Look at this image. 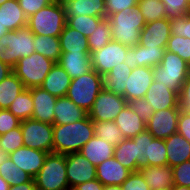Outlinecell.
Segmentation results:
<instances>
[{
    "instance_id": "44dd1931",
    "label": "cell",
    "mask_w": 190,
    "mask_h": 190,
    "mask_svg": "<svg viewBox=\"0 0 190 190\" xmlns=\"http://www.w3.org/2000/svg\"><path fill=\"white\" fill-rule=\"evenodd\" d=\"M58 64L71 79L82 76L92 70L90 52H62Z\"/></svg>"
},
{
    "instance_id": "f5cc1de1",
    "label": "cell",
    "mask_w": 190,
    "mask_h": 190,
    "mask_svg": "<svg viewBox=\"0 0 190 190\" xmlns=\"http://www.w3.org/2000/svg\"><path fill=\"white\" fill-rule=\"evenodd\" d=\"M54 0H18L21 9L27 17L52 3Z\"/></svg>"
},
{
    "instance_id": "603a6c76",
    "label": "cell",
    "mask_w": 190,
    "mask_h": 190,
    "mask_svg": "<svg viewBox=\"0 0 190 190\" xmlns=\"http://www.w3.org/2000/svg\"><path fill=\"white\" fill-rule=\"evenodd\" d=\"M139 172L149 185L150 190L171 189L174 185L173 170L169 165L141 167Z\"/></svg>"
},
{
    "instance_id": "4dcf8cb0",
    "label": "cell",
    "mask_w": 190,
    "mask_h": 190,
    "mask_svg": "<svg viewBox=\"0 0 190 190\" xmlns=\"http://www.w3.org/2000/svg\"><path fill=\"white\" fill-rule=\"evenodd\" d=\"M62 52H90L88 37L67 24L59 35Z\"/></svg>"
},
{
    "instance_id": "ee69618b",
    "label": "cell",
    "mask_w": 190,
    "mask_h": 190,
    "mask_svg": "<svg viewBox=\"0 0 190 190\" xmlns=\"http://www.w3.org/2000/svg\"><path fill=\"white\" fill-rule=\"evenodd\" d=\"M166 9V18L172 20L190 12V3L187 0H161Z\"/></svg>"
},
{
    "instance_id": "bcb514c9",
    "label": "cell",
    "mask_w": 190,
    "mask_h": 190,
    "mask_svg": "<svg viewBox=\"0 0 190 190\" xmlns=\"http://www.w3.org/2000/svg\"><path fill=\"white\" fill-rule=\"evenodd\" d=\"M127 104L136 113V115L145 122H147L155 112L153 107L149 105V101L145 98L131 99Z\"/></svg>"
},
{
    "instance_id": "7c38bea8",
    "label": "cell",
    "mask_w": 190,
    "mask_h": 190,
    "mask_svg": "<svg viewBox=\"0 0 190 190\" xmlns=\"http://www.w3.org/2000/svg\"><path fill=\"white\" fill-rule=\"evenodd\" d=\"M66 175L70 189L78 184L96 179V166L81 152L66 154Z\"/></svg>"
},
{
    "instance_id": "91938a15",
    "label": "cell",
    "mask_w": 190,
    "mask_h": 190,
    "mask_svg": "<svg viewBox=\"0 0 190 190\" xmlns=\"http://www.w3.org/2000/svg\"><path fill=\"white\" fill-rule=\"evenodd\" d=\"M103 190H123L122 185H105Z\"/></svg>"
},
{
    "instance_id": "8fae6325",
    "label": "cell",
    "mask_w": 190,
    "mask_h": 190,
    "mask_svg": "<svg viewBox=\"0 0 190 190\" xmlns=\"http://www.w3.org/2000/svg\"><path fill=\"white\" fill-rule=\"evenodd\" d=\"M126 105L124 97L103 89L97 95L88 116L92 121H114Z\"/></svg>"
},
{
    "instance_id": "f35d334b",
    "label": "cell",
    "mask_w": 190,
    "mask_h": 190,
    "mask_svg": "<svg viewBox=\"0 0 190 190\" xmlns=\"http://www.w3.org/2000/svg\"><path fill=\"white\" fill-rule=\"evenodd\" d=\"M112 40V28L107 18H104L88 37L90 53L101 49Z\"/></svg>"
},
{
    "instance_id": "8d00e7d4",
    "label": "cell",
    "mask_w": 190,
    "mask_h": 190,
    "mask_svg": "<svg viewBox=\"0 0 190 190\" xmlns=\"http://www.w3.org/2000/svg\"><path fill=\"white\" fill-rule=\"evenodd\" d=\"M8 110L21 121L31 119L34 105L30 90L24 89L15 98V100L9 106Z\"/></svg>"
},
{
    "instance_id": "9f6ffc18",
    "label": "cell",
    "mask_w": 190,
    "mask_h": 190,
    "mask_svg": "<svg viewBox=\"0 0 190 190\" xmlns=\"http://www.w3.org/2000/svg\"><path fill=\"white\" fill-rule=\"evenodd\" d=\"M103 184L97 180L87 181L74 187L75 190H103Z\"/></svg>"
},
{
    "instance_id": "b9f144b4",
    "label": "cell",
    "mask_w": 190,
    "mask_h": 190,
    "mask_svg": "<svg viewBox=\"0 0 190 190\" xmlns=\"http://www.w3.org/2000/svg\"><path fill=\"white\" fill-rule=\"evenodd\" d=\"M24 146L21 126L0 136L1 155H8Z\"/></svg>"
},
{
    "instance_id": "816d5d0a",
    "label": "cell",
    "mask_w": 190,
    "mask_h": 190,
    "mask_svg": "<svg viewBox=\"0 0 190 190\" xmlns=\"http://www.w3.org/2000/svg\"><path fill=\"white\" fill-rule=\"evenodd\" d=\"M123 190H150L141 173L132 172L122 184Z\"/></svg>"
},
{
    "instance_id": "277c9868",
    "label": "cell",
    "mask_w": 190,
    "mask_h": 190,
    "mask_svg": "<svg viewBox=\"0 0 190 190\" xmlns=\"http://www.w3.org/2000/svg\"><path fill=\"white\" fill-rule=\"evenodd\" d=\"M66 14L61 2L54 0L27 19L34 35L59 37L66 26Z\"/></svg>"
},
{
    "instance_id": "d590c367",
    "label": "cell",
    "mask_w": 190,
    "mask_h": 190,
    "mask_svg": "<svg viewBox=\"0 0 190 190\" xmlns=\"http://www.w3.org/2000/svg\"><path fill=\"white\" fill-rule=\"evenodd\" d=\"M93 125L95 135L108 141L111 146L116 147L126 139L115 121H93Z\"/></svg>"
},
{
    "instance_id": "6f0895ef",
    "label": "cell",
    "mask_w": 190,
    "mask_h": 190,
    "mask_svg": "<svg viewBox=\"0 0 190 190\" xmlns=\"http://www.w3.org/2000/svg\"><path fill=\"white\" fill-rule=\"evenodd\" d=\"M13 73V68L0 61V82Z\"/></svg>"
},
{
    "instance_id": "5b68a950",
    "label": "cell",
    "mask_w": 190,
    "mask_h": 190,
    "mask_svg": "<svg viewBox=\"0 0 190 190\" xmlns=\"http://www.w3.org/2000/svg\"><path fill=\"white\" fill-rule=\"evenodd\" d=\"M34 181L37 190H69L66 154L48 153Z\"/></svg>"
},
{
    "instance_id": "94428289",
    "label": "cell",
    "mask_w": 190,
    "mask_h": 190,
    "mask_svg": "<svg viewBox=\"0 0 190 190\" xmlns=\"http://www.w3.org/2000/svg\"><path fill=\"white\" fill-rule=\"evenodd\" d=\"M9 187V183L0 176V190H8Z\"/></svg>"
},
{
    "instance_id": "6125c7cd",
    "label": "cell",
    "mask_w": 190,
    "mask_h": 190,
    "mask_svg": "<svg viewBox=\"0 0 190 190\" xmlns=\"http://www.w3.org/2000/svg\"><path fill=\"white\" fill-rule=\"evenodd\" d=\"M171 190H190V187L187 186H179V185H173L171 187Z\"/></svg>"
},
{
    "instance_id": "680465c9",
    "label": "cell",
    "mask_w": 190,
    "mask_h": 190,
    "mask_svg": "<svg viewBox=\"0 0 190 190\" xmlns=\"http://www.w3.org/2000/svg\"><path fill=\"white\" fill-rule=\"evenodd\" d=\"M8 190H37L35 182H25L20 185L10 186Z\"/></svg>"
},
{
    "instance_id": "c3c4849f",
    "label": "cell",
    "mask_w": 190,
    "mask_h": 190,
    "mask_svg": "<svg viewBox=\"0 0 190 190\" xmlns=\"http://www.w3.org/2000/svg\"><path fill=\"white\" fill-rule=\"evenodd\" d=\"M174 185L190 187V160L172 167Z\"/></svg>"
},
{
    "instance_id": "e0dca14e",
    "label": "cell",
    "mask_w": 190,
    "mask_h": 190,
    "mask_svg": "<svg viewBox=\"0 0 190 190\" xmlns=\"http://www.w3.org/2000/svg\"><path fill=\"white\" fill-rule=\"evenodd\" d=\"M144 98L149 101V105L153 107L154 111L179 108L178 92L155 80L148 88Z\"/></svg>"
},
{
    "instance_id": "e575fe53",
    "label": "cell",
    "mask_w": 190,
    "mask_h": 190,
    "mask_svg": "<svg viewBox=\"0 0 190 190\" xmlns=\"http://www.w3.org/2000/svg\"><path fill=\"white\" fill-rule=\"evenodd\" d=\"M34 43L35 52L58 63L62 54L59 37L34 35Z\"/></svg>"
},
{
    "instance_id": "be15d7a7",
    "label": "cell",
    "mask_w": 190,
    "mask_h": 190,
    "mask_svg": "<svg viewBox=\"0 0 190 190\" xmlns=\"http://www.w3.org/2000/svg\"><path fill=\"white\" fill-rule=\"evenodd\" d=\"M8 33H9V30H8L6 27L0 25V38H1L3 35L8 34Z\"/></svg>"
},
{
    "instance_id": "836d02e7",
    "label": "cell",
    "mask_w": 190,
    "mask_h": 190,
    "mask_svg": "<svg viewBox=\"0 0 190 190\" xmlns=\"http://www.w3.org/2000/svg\"><path fill=\"white\" fill-rule=\"evenodd\" d=\"M114 158L131 172H137V143L132 139H124L120 145L115 147Z\"/></svg>"
},
{
    "instance_id": "4316f807",
    "label": "cell",
    "mask_w": 190,
    "mask_h": 190,
    "mask_svg": "<svg viewBox=\"0 0 190 190\" xmlns=\"http://www.w3.org/2000/svg\"><path fill=\"white\" fill-rule=\"evenodd\" d=\"M114 146L96 135H94L80 150L83 156L94 166L114 157Z\"/></svg>"
},
{
    "instance_id": "f907efd6",
    "label": "cell",
    "mask_w": 190,
    "mask_h": 190,
    "mask_svg": "<svg viewBox=\"0 0 190 190\" xmlns=\"http://www.w3.org/2000/svg\"><path fill=\"white\" fill-rule=\"evenodd\" d=\"M139 0H105V18L126 8L138 6Z\"/></svg>"
},
{
    "instance_id": "ffe728a7",
    "label": "cell",
    "mask_w": 190,
    "mask_h": 190,
    "mask_svg": "<svg viewBox=\"0 0 190 190\" xmlns=\"http://www.w3.org/2000/svg\"><path fill=\"white\" fill-rule=\"evenodd\" d=\"M132 172L114 157L96 166V179L105 185H122Z\"/></svg>"
},
{
    "instance_id": "4fadbf2b",
    "label": "cell",
    "mask_w": 190,
    "mask_h": 190,
    "mask_svg": "<svg viewBox=\"0 0 190 190\" xmlns=\"http://www.w3.org/2000/svg\"><path fill=\"white\" fill-rule=\"evenodd\" d=\"M180 108L155 111L146 122V130L157 139L165 140L177 132Z\"/></svg>"
},
{
    "instance_id": "d6986e66",
    "label": "cell",
    "mask_w": 190,
    "mask_h": 190,
    "mask_svg": "<svg viewBox=\"0 0 190 190\" xmlns=\"http://www.w3.org/2000/svg\"><path fill=\"white\" fill-rule=\"evenodd\" d=\"M154 81L153 68L136 67L131 71L125 89V99L144 98L145 94Z\"/></svg>"
},
{
    "instance_id": "3957f363",
    "label": "cell",
    "mask_w": 190,
    "mask_h": 190,
    "mask_svg": "<svg viewBox=\"0 0 190 190\" xmlns=\"http://www.w3.org/2000/svg\"><path fill=\"white\" fill-rule=\"evenodd\" d=\"M34 34L28 26L9 31L0 38V61L14 68L17 62L35 53Z\"/></svg>"
},
{
    "instance_id": "8992f818",
    "label": "cell",
    "mask_w": 190,
    "mask_h": 190,
    "mask_svg": "<svg viewBox=\"0 0 190 190\" xmlns=\"http://www.w3.org/2000/svg\"><path fill=\"white\" fill-rule=\"evenodd\" d=\"M102 90L103 76L92 69L86 74L72 79L66 97L88 113Z\"/></svg>"
},
{
    "instance_id": "d6a6232c",
    "label": "cell",
    "mask_w": 190,
    "mask_h": 190,
    "mask_svg": "<svg viewBox=\"0 0 190 190\" xmlns=\"http://www.w3.org/2000/svg\"><path fill=\"white\" fill-rule=\"evenodd\" d=\"M24 89L22 81L14 73L3 79L0 82V109H8Z\"/></svg>"
},
{
    "instance_id": "484cf974",
    "label": "cell",
    "mask_w": 190,
    "mask_h": 190,
    "mask_svg": "<svg viewBox=\"0 0 190 190\" xmlns=\"http://www.w3.org/2000/svg\"><path fill=\"white\" fill-rule=\"evenodd\" d=\"M71 81L66 71L55 63L40 87L57 98L65 97Z\"/></svg>"
},
{
    "instance_id": "ac0fdd59",
    "label": "cell",
    "mask_w": 190,
    "mask_h": 190,
    "mask_svg": "<svg viewBox=\"0 0 190 190\" xmlns=\"http://www.w3.org/2000/svg\"><path fill=\"white\" fill-rule=\"evenodd\" d=\"M33 99L34 110L32 113L33 120L43 123L53 124L54 108L57 97L53 96L41 87L29 89Z\"/></svg>"
},
{
    "instance_id": "7402d4cb",
    "label": "cell",
    "mask_w": 190,
    "mask_h": 190,
    "mask_svg": "<svg viewBox=\"0 0 190 190\" xmlns=\"http://www.w3.org/2000/svg\"><path fill=\"white\" fill-rule=\"evenodd\" d=\"M62 5L69 17L89 15L105 18V0H63Z\"/></svg>"
},
{
    "instance_id": "74e56055",
    "label": "cell",
    "mask_w": 190,
    "mask_h": 190,
    "mask_svg": "<svg viewBox=\"0 0 190 190\" xmlns=\"http://www.w3.org/2000/svg\"><path fill=\"white\" fill-rule=\"evenodd\" d=\"M167 149L163 139L154 138L148 131V166L167 165Z\"/></svg>"
},
{
    "instance_id": "2e32d148",
    "label": "cell",
    "mask_w": 190,
    "mask_h": 190,
    "mask_svg": "<svg viewBox=\"0 0 190 190\" xmlns=\"http://www.w3.org/2000/svg\"><path fill=\"white\" fill-rule=\"evenodd\" d=\"M47 155V152L23 146L9 153L7 156L21 170L27 172L34 178L42 168Z\"/></svg>"
},
{
    "instance_id": "ba28073f",
    "label": "cell",
    "mask_w": 190,
    "mask_h": 190,
    "mask_svg": "<svg viewBox=\"0 0 190 190\" xmlns=\"http://www.w3.org/2000/svg\"><path fill=\"white\" fill-rule=\"evenodd\" d=\"M54 65L55 62L35 52L21 58L13 68V73L26 89H30L40 87Z\"/></svg>"
},
{
    "instance_id": "11a10c76",
    "label": "cell",
    "mask_w": 190,
    "mask_h": 190,
    "mask_svg": "<svg viewBox=\"0 0 190 190\" xmlns=\"http://www.w3.org/2000/svg\"><path fill=\"white\" fill-rule=\"evenodd\" d=\"M177 132L190 142V113L180 110Z\"/></svg>"
},
{
    "instance_id": "83f0119b",
    "label": "cell",
    "mask_w": 190,
    "mask_h": 190,
    "mask_svg": "<svg viewBox=\"0 0 190 190\" xmlns=\"http://www.w3.org/2000/svg\"><path fill=\"white\" fill-rule=\"evenodd\" d=\"M27 19L18 0H8L0 6V25L9 31L27 26Z\"/></svg>"
},
{
    "instance_id": "7dc6e473",
    "label": "cell",
    "mask_w": 190,
    "mask_h": 190,
    "mask_svg": "<svg viewBox=\"0 0 190 190\" xmlns=\"http://www.w3.org/2000/svg\"><path fill=\"white\" fill-rule=\"evenodd\" d=\"M171 34L190 39V14L170 20Z\"/></svg>"
},
{
    "instance_id": "03108f58",
    "label": "cell",
    "mask_w": 190,
    "mask_h": 190,
    "mask_svg": "<svg viewBox=\"0 0 190 190\" xmlns=\"http://www.w3.org/2000/svg\"><path fill=\"white\" fill-rule=\"evenodd\" d=\"M154 190H171V189H163V188H160V189H154Z\"/></svg>"
},
{
    "instance_id": "f6af8a7d",
    "label": "cell",
    "mask_w": 190,
    "mask_h": 190,
    "mask_svg": "<svg viewBox=\"0 0 190 190\" xmlns=\"http://www.w3.org/2000/svg\"><path fill=\"white\" fill-rule=\"evenodd\" d=\"M132 140L137 143L138 149V158L136 159L137 163V172L141 167L148 166L147 159V149H148V130L143 131L140 134H137Z\"/></svg>"
},
{
    "instance_id": "7bdbcfd3",
    "label": "cell",
    "mask_w": 190,
    "mask_h": 190,
    "mask_svg": "<svg viewBox=\"0 0 190 190\" xmlns=\"http://www.w3.org/2000/svg\"><path fill=\"white\" fill-rule=\"evenodd\" d=\"M166 50L177 54L190 65V39L171 34Z\"/></svg>"
},
{
    "instance_id": "f546056e",
    "label": "cell",
    "mask_w": 190,
    "mask_h": 190,
    "mask_svg": "<svg viewBox=\"0 0 190 190\" xmlns=\"http://www.w3.org/2000/svg\"><path fill=\"white\" fill-rule=\"evenodd\" d=\"M131 71V68L126 63L115 66L103 76V89L125 98L126 84Z\"/></svg>"
},
{
    "instance_id": "e7e4bbea",
    "label": "cell",
    "mask_w": 190,
    "mask_h": 190,
    "mask_svg": "<svg viewBox=\"0 0 190 190\" xmlns=\"http://www.w3.org/2000/svg\"><path fill=\"white\" fill-rule=\"evenodd\" d=\"M6 1H8V0H0V6H1L4 2H6Z\"/></svg>"
},
{
    "instance_id": "ab89813d",
    "label": "cell",
    "mask_w": 190,
    "mask_h": 190,
    "mask_svg": "<svg viewBox=\"0 0 190 190\" xmlns=\"http://www.w3.org/2000/svg\"><path fill=\"white\" fill-rule=\"evenodd\" d=\"M103 19L104 18L102 17L80 15L69 17L66 23L70 28H73L84 36L89 37Z\"/></svg>"
},
{
    "instance_id": "1f68e13d",
    "label": "cell",
    "mask_w": 190,
    "mask_h": 190,
    "mask_svg": "<svg viewBox=\"0 0 190 190\" xmlns=\"http://www.w3.org/2000/svg\"><path fill=\"white\" fill-rule=\"evenodd\" d=\"M0 176L9 183V186L35 182L30 174L21 170L7 155L0 157Z\"/></svg>"
},
{
    "instance_id": "52a82bcc",
    "label": "cell",
    "mask_w": 190,
    "mask_h": 190,
    "mask_svg": "<svg viewBox=\"0 0 190 190\" xmlns=\"http://www.w3.org/2000/svg\"><path fill=\"white\" fill-rule=\"evenodd\" d=\"M190 74V65L177 54L165 50L160 64L153 68L154 80L179 93Z\"/></svg>"
},
{
    "instance_id": "db71d44e",
    "label": "cell",
    "mask_w": 190,
    "mask_h": 190,
    "mask_svg": "<svg viewBox=\"0 0 190 190\" xmlns=\"http://www.w3.org/2000/svg\"><path fill=\"white\" fill-rule=\"evenodd\" d=\"M178 95L180 110L185 113H190V74L183 83Z\"/></svg>"
},
{
    "instance_id": "681fc988",
    "label": "cell",
    "mask_w": 190,
    "mask_h": 190,
    "mask_svg": "<svg viewBox=\"0 0 190 190\" xmlns=\"http://www.w3.org/2000/svg\"><path fill=\"white\" fill-rule=\"evenodd\" d=\"M21 120H19L8 109H0V136L19 127Z\"/></svg>"
},
{
    "instance_id": "60d3db41",
    "label": "cell",
    "mask_w": 190,
    "mask_h": 190,
    "mask_svg": "<svg viewBox=\"0 0 190 190\" xmlns=\"http://www.w3.org/2000/svg\"><path fill=\"white\" fill-rule=\"evenodd\" d=\"M138 7L146 23L166 18V9L161 0H139Z\"/></svg>"
},
{
    "instance_id": "9a60e30c",
    "label": "cell",
    "mask_w": 190,
    "mask_h": 190,
    "mask_svg": "<svg viewBox=\"0 0 190 190\" xmlns=\"http://www.w3.org/2000/svg\"><path fill=\"white\" fill-rule=\"evenodd\" d=\"M163 47H144L136 45L135 47H127V55L125 62L131 70L136 67H151L158 66L163 59L165 52Z\"/></svg>"
},
{
    "instance_id": "5bb4252c",
    "label": "cell",
    "mask_w": 190,
    "mask_h": 190,
    "mask_svg": "<svg viewBox=\"0 0 190 190\" xmlns=\"http://www.w3.org/2000/svg\"><path fill=\"white\" fill-rule=\"evenodd\" d=\"M170 36V20L167 18L159 19L146 23L140 33L139 45L147 48L163 47L166 49Z\"/></svg>"
},
{
    "instance_id": "7a4b0ae2",
    "label": "cell",
    "mask_w": 190,
    "mask_h": 190,
    "mask_svg": "<svg viewBox=\"0 0 190 190\" xmlns=\"http://www.w3.org/2000/svg\"><path fill=\"white\" fill-rule=\"evenodd\" d=\"M112 28V40L126 47L139 44L141 30L146 25L139 7L126 8L107 17Z\"/></svg>"
},
{
    "instance_id": "30bf717a",
    "label": "cell",
    "mask_w": 190,
    "mask_h": 190,
    "mask_svg": "<svg viewBox=\"0 0 190 190\" xmlns=\"http://www.w3.org/2000/svg\"><path fill=\"white\" fill-rule=\"evenodd\" d=\"M127 55V47L111 40L107 45L91 53L92 69L104 76L115 66L122 65Z\"/></svg>"
},
{
    "instance_id": "f1b7e54d",
    "label": "cell",
    "mask_w": 190,
    "mask_h": 190,
    "mask_svg": "<svg viewBox=\"0 0 190 190\" xmlns=\"http://www.w3.org/2000/svg\"><path fill=\"white\" fill-rule=\"evenodd\" d=\"M114 121L126 139H132L146 130V122L138 117L128 104L116 116Z\"/></svg>"
},
{
    "instance_id": "6da1fadb",
    "label": "cell",
    "mask_w": 190,
    "mask_h": 190,
    "mask_svg": "<svg viewBox=\"0 0 190 190\" xmlns=\"http://www.w3.org/2000/svg\"><path fill=\"white\" fill-rule=\"evenodd\" d=\"M95 135L93 121L87 115L84 119L65 125H53V153L68 154L80 152Z\"/></svg>"
},
{
    "instance_id": "cb8c5ba5",
    "label": "cell",
    "mask_w": 190,
    "mask_h": 190,
    "mask_svg": "<svg viewBox=\"0 0 190 190\" xmlns=\"http://www.w3.org/2000/svg\"><path fill=\"white\" fill-rule=\"evenodd\" d=\"M167 149V165L174 167L190 160V142L178 132L164 140Z\"/></svg>"
},
{
    "instance_id": "9c48e42d",
    "label": "cell",
    "mask_w": 190,
    "mask_h": 190,
    "mask_svg": "<svg viewBox=\"0 0 190 190\" xmlns=\"http://www.w3.org/2000/svg\"><path fill=\"white\" fill-rule=\"evenodd\" d=\"M20 126L24 146L53 153V124L27 119Z\"/></svg>"
},
{
    "instance_id": "d4e9b609",
    "label": "cell",
    "mask_w": 190,
    "mask_h": 190,
    "mask_svg": "<svg viewBox=\"0 0 190 190\" xmlns=\"http://www.w3.org/2000/svg\"><path fill=\"white\" fill-rule=\"evenodd\" d=\"M88 113L69 98L59 97L54 108L53 125H65L84 119Z\"/></svg>"
}]
</instances>
